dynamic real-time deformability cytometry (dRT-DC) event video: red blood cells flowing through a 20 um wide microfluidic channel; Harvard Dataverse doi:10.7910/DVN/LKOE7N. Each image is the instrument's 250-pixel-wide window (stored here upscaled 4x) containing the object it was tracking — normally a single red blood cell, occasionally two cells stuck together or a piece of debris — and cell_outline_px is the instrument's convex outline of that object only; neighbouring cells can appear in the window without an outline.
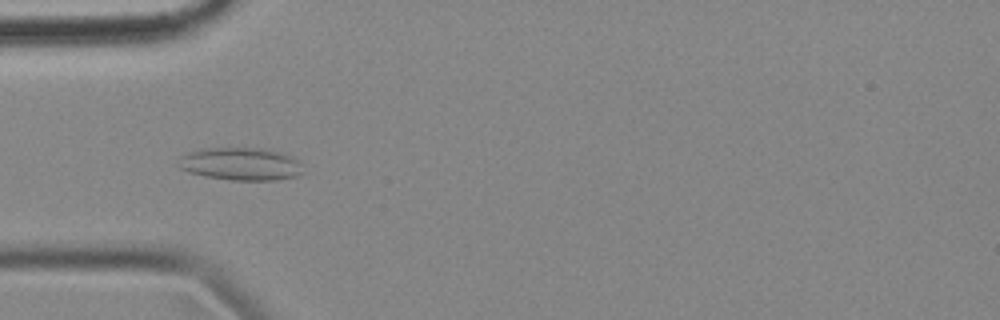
{"species": "common noctule bat (a hibernating species)", "species_latin": "Nyctalus noctula", "temperature_condition": "cold", "stored_images_in_passage": 55, "camera_frame_rate_fps": 3000, "um_per_image_px": 0.085, "animal": {"sex": "female", "body_mass_g": 18.4}, "frame": {"image": 1, "passage_image": 16, "time_ms": 5.0, "image_size_px": [1000, 320], "cell_outline_px": [[304, 172], [296, 176], [276, 180], [228, 180], [204, 176], [188, 172], [180, 168], [176, 164], [180, 156], [188, 152], [208, 148], [264, 148], [292, 156], [300, 164]], "centroid_in_image_um": [20.43, 13.94], "position_along_channel_um": 64.6, "area_um2": 23.87}}
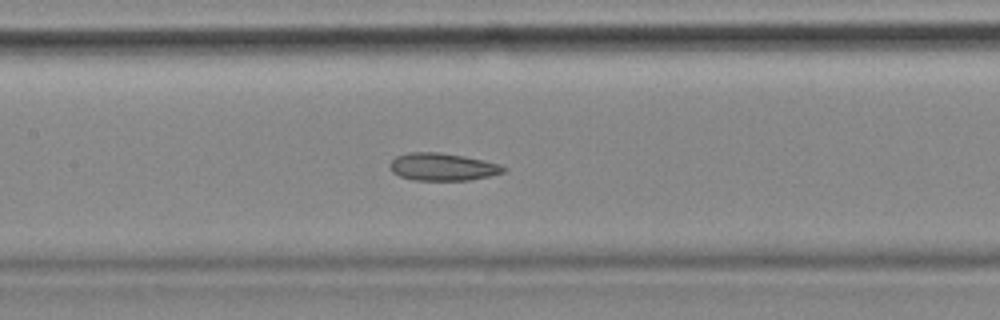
{"frame": {"image": 2, "passage_image": 25, "time_ms": 8.0, "image_size_px": [1000, 320], "cell_outline_px": [[508, 168], [504, 172], [488, 176], [468, 180], [412, 180], [400, 176], [392, 172], [388, 164], [396, 156], [408, 152], [440, 152], [464, 156], [484, 160], [500, 164]], "centroid_in_image_um": [37.6, 14.17], "position_along_channel_um": 169.8, "area_um2": 18.32}}
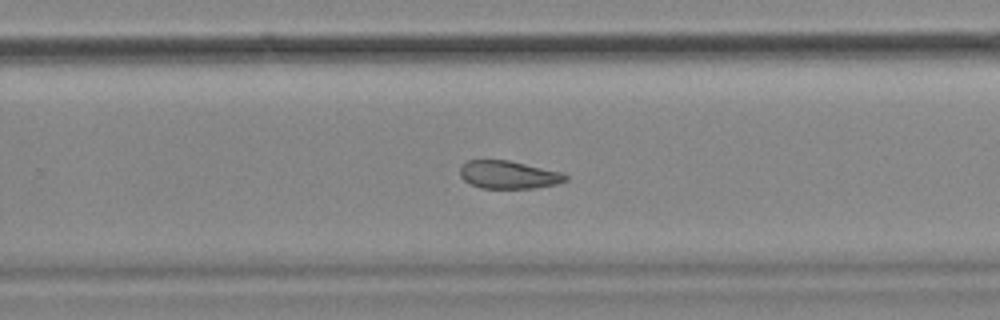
{"frame": {"image": 3, "passage_image": 35, "time_ms": 11.333, "image_size_px": [1000, 320], "cell_outline_px": [[568, 180], [556, 184], [536, 188], [480, 188], [464, 180], [460, 176], [460, 168], [468, 160], [508, 160], [560, 172], [568, 176]], "centroid_in_image_um": [43.22, 14.86], "position_along_channel_um": 286.6, "area_um2": 16.99}, "authors_computed_cell_mechanics": {"area_um2": 19.5942, "velocity_mm_per_s": 3.5191, "shape_relaxation_time_tau1_ms": null, "shape_relaxation_time_tau2_ms": 4.8287, "deformation_change_tau1": null, "deformation_change_tau2": 0.1218}}